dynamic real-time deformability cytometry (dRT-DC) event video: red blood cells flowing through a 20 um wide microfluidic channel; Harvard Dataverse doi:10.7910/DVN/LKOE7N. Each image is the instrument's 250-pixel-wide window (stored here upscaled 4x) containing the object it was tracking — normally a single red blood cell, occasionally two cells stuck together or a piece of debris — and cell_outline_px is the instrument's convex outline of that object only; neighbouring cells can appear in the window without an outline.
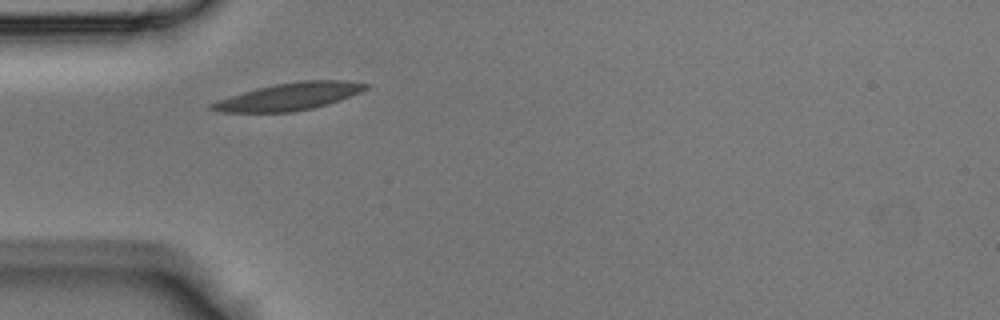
{"species": "Egyptian fruit bat (a non-hibernating species)", "species_latin": "Rousettus aegyptiacus", "temperature_condition": "room temperature", "stored_images_in_passage": 28, "camera_frame_rate_fps": 3000, "um_per_image_px": 0.085, "animal": {"sex": "male"}, "frame": {"image": 1, "passage_image": 1, "time_ms": 0.0, "image_size_px": [1000, 320], "cell_outline_px": [[368, 88], [360, 92], [340, 100], [328, 104], [312, 108], [292, 112], [220, 112], [208, 108], [208, 104], [256, 88], [276, 84], [300, 80], [348, 80], [368, 84]], "centroid_in_image_um": [24.61, 8.2], "position_along_channel_um": 60.4, "area_um2": 24.33}}
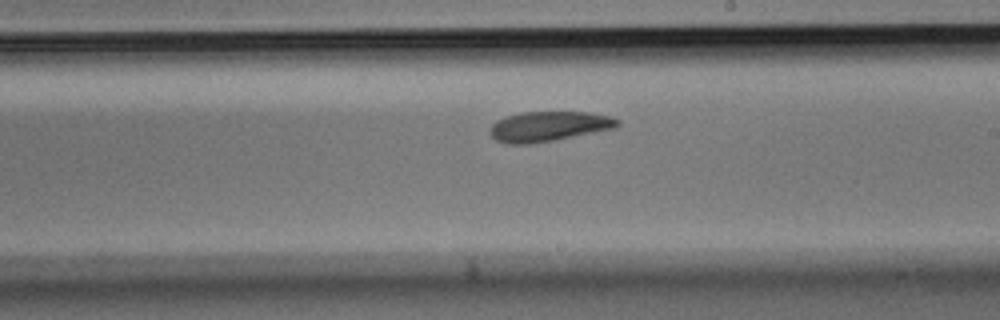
{"frame": {"image": 2, "passage_image": 13, "time_ms": 4.0, "image_size_px": [1000, 320], "cell_outline_px": [[620, 124], [616, 128], [552, 140], [528, 144], [508, 144], [496, 140], [488, 132], [492, 124], [496, 120], [520, 112], [592, 112], [608, 116], [620, 120]], "centroid_in_image_um": [46.63, 10.73], "position_along_channel_um": 242.4, "area_um2": 22.2}}
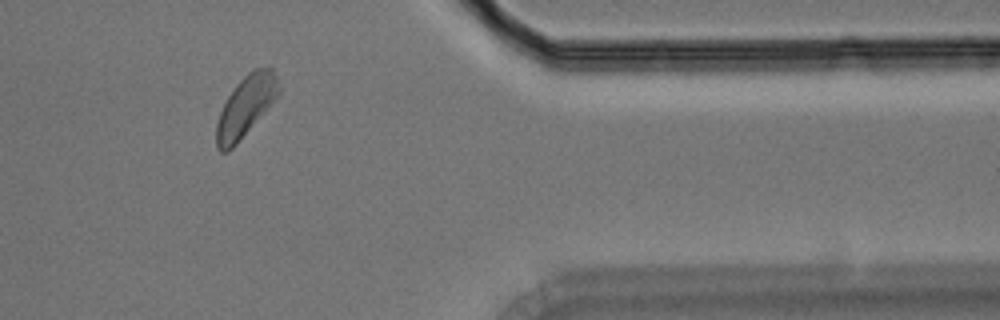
{"frame": {"image": 3, "passage_image": 24, "time_ms": 7.667, "image_size_px": [1000, 320], "cell_outline_px": [[280, 92], [236, 144], [228, 152], [220, 152], [216, 148], [216, 124], [220, 112], [228, 96], [236, 84], [248, 72], [256, 68], [272, 68], [276, 76], [280, 88]], "centroid_in_image_um": [20.85, 9.04], "position_along_channel_um": 390.6, "area_um2": 21.44}}